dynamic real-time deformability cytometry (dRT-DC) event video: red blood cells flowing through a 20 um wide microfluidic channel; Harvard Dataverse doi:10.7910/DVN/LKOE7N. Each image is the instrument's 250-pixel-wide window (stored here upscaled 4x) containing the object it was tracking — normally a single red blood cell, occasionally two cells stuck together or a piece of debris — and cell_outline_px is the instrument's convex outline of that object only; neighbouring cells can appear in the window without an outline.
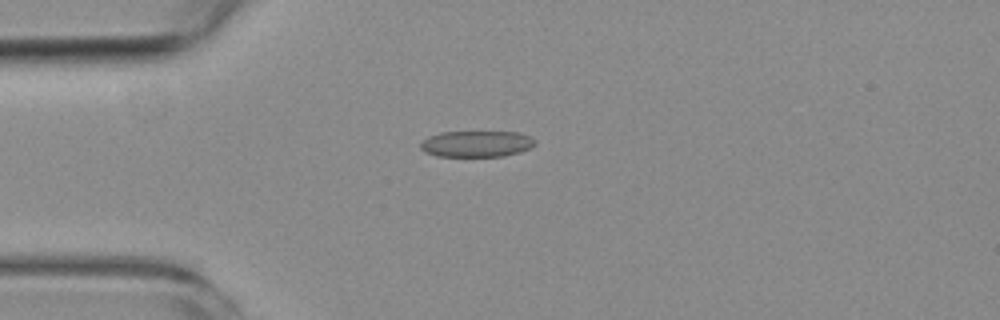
{"species": "common noctule bat (a hibernating species)", "species_latin": "Nyctalus noctula", "temperature_condition": "room temperature", "stored_images_in_passage": 6, "camera_frame_rate_fps": 3000, "um_per_image_px": 0.085, "animal": {"sex": "female", "body_mass_g": 19.3, "forearm_length_mm": 54.1}, "frame": {"image": 1, "passage_image": 3, "time_ms": 3.0, "image_size_px": [1000, 320], "cell_outline_px": [[536, 144], [520, 152], [504, 156], [436, 156], [424, 152], [420, 148], [420, 144], [428, 136], [440, 132], [520, 132], [532, 136], [536, 140]], "centroid_in_image_um": [40.52, 12.22], "position_along_channel_um": 44.5, "area_um2": 17.63}}
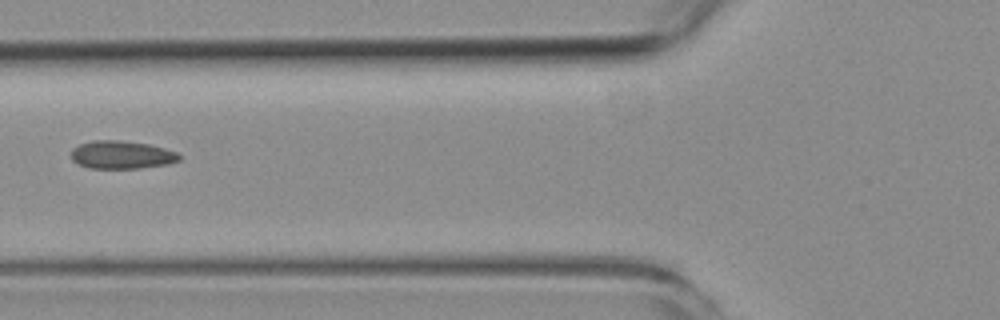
{"frame": {"image": 2, "passage_image": 5, "time_ms": 5.333, "image_size_px": [1000, 320], "cell_outline_px": [[180, 160], [168, 164], [140, 168], [88, 168], [76, 164], [72, 160], [72, 148], [80, 144], [92, 140], [116, 140], [148, 144], [164, 148], [176, 152], [180, 156]], "centroid_in_image_um": [10.31, 13.16], "position_along_channel_um": 115.5, "area_um2": 17.63}}
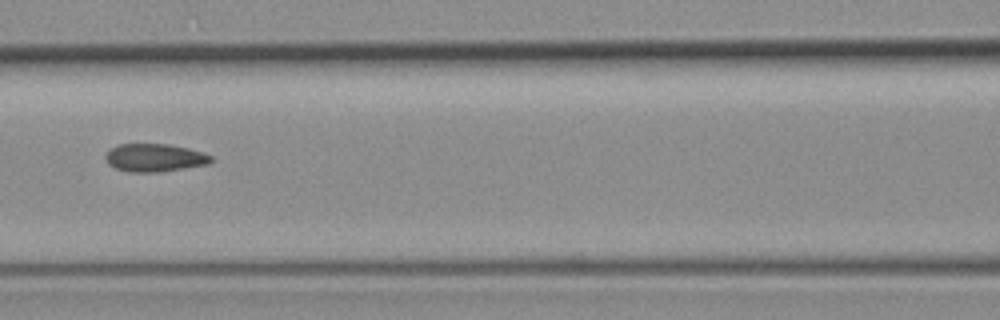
{"frame": {"image": 3, "passage_image": 6, "time_ms": 6.333, "image_size_px": [1000, 320], "cell_outline_px": [[212, 160], [208, 164], [160, 172], [132, 172], [116, 168], [108, 164], [104, 156], [112, 148], [120, 144], [168, 144], [188, 148], [212, 156]], "centroid_in_image_um": [13.14, 13.41], "position_along_channel_um": 153.5, "area_um2": 16.99}}